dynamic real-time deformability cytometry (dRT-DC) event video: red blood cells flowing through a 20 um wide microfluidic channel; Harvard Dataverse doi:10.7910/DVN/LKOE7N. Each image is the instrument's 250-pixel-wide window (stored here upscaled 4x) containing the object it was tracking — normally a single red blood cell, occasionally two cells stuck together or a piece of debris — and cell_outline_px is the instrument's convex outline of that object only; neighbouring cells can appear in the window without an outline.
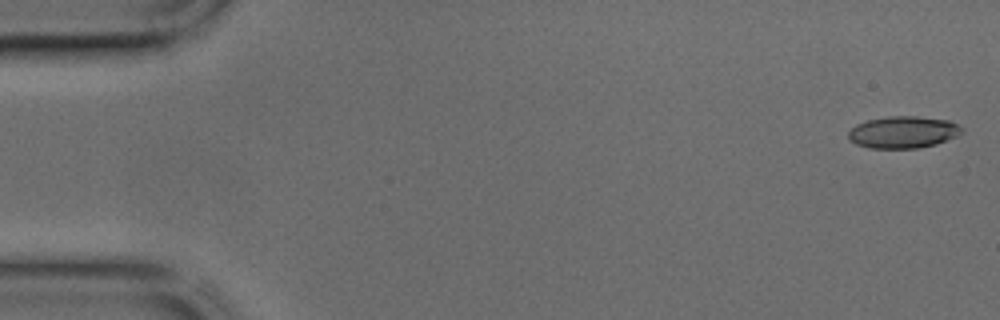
{"species": "common noctule bat (a hibernating species)", "species_latin": "Nyctalus noctula", "temperature_condition": "cold", "stored_images_in_passage": 11, "camera_frame_rate_fps": 3000, "um_per_image_px": 0.085, "animal": {"sex": "male", "body_mass_g": 17.9, "forearm_length_mm": 54.2}, "frame": {"image": 1, "passage_image": 1, "time_ms": 0.0, "image_size_px": [1000, 320], "cell_outline_px": [[964, 132], [956, 136], [936, 144], [916, 148], [868, 148], [856, 144], [848, 140], [848, 132], [856, 124], [868, 120], [888, 116], [916, 116], [948, 120], [964, 128]], "centroid_in_image_um": [76.75, 11.23], "position_along_channel_um": 8.2, "area_um2": 21.15}}
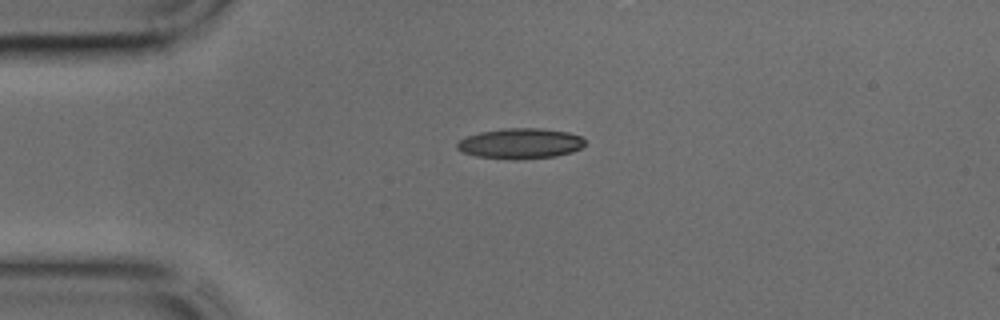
{"frame": {"image": 2, "passage_image": 10, "time_ms": 3.0, "image_size_px": [1000, 320], "cell_outline_px": [[584, 144], [580, 148], [572, 152], [556, 156], [516, 160], [512, 160], [476, 156], [464, 152], [456, 148], [456, 144], [460, 140], [468, 136], [480, 132], [504, 128], [540, 128], [568, 132], [580, 136], [584, 140]], "centroid_in_image_um": [44.23, 12.2], "position_along_channel_um": 40.8, "area_um2": 22.66}}